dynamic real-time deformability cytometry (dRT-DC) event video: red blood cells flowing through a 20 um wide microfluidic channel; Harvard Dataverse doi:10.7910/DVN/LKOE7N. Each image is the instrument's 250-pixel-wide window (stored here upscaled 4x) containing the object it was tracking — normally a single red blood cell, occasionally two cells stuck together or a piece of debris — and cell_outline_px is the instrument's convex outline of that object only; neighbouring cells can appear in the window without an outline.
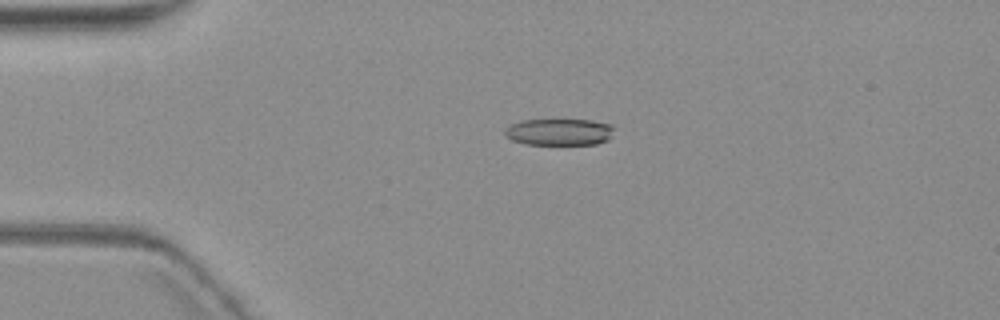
{"species": "common noctule bat (a hibernating species)", "species_latin": "Nyctalus noctula", "temperature_condition": "warm", "stored_images_in_passage": 5, "camera_frame_rate_fps": 3000, "um_per_image_px": 0.085, "animal": {"sex": "female", "body_mass_g": 19.3, "forearm_length_mm": 54.1}, "frame": {"image": 1, "passage_image": 3, "time_ms": 2.0, "image_size_px": [1000, 320], "cell_outline_px": [[616, 128], [612, 136], [608, 140], [596, 144], [524, 144], [512, 140], [504, 136], [504, 128], [508, 124], [524, 120], [592, 120], [612, 124]], "centroid_in_image_um": [47.54, 11.21], "position_along_channel_um": 37.5, "area_um2": 17.34}}